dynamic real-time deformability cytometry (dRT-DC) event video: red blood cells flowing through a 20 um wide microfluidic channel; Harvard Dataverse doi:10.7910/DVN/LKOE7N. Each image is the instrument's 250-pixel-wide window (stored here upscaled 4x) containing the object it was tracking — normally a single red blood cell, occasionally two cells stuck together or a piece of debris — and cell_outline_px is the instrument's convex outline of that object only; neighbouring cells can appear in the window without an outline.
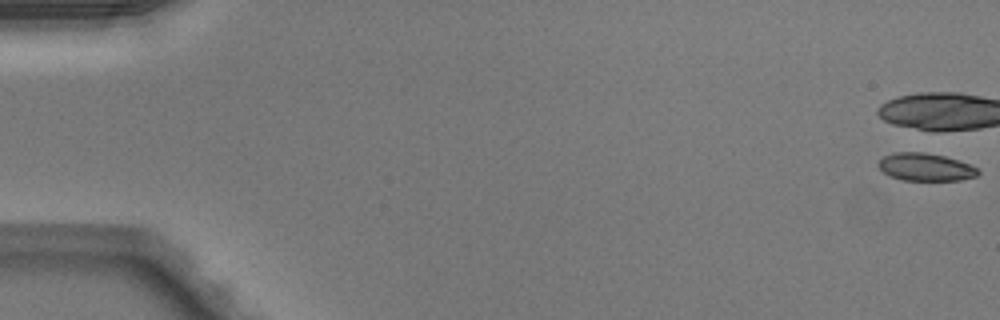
{"species": "Egyptian fruit bat (a non-hibernating species)", "species_latin": "Rousettus aegyptiacus", "temperature_condition": "warm", "stored_images_in_passage": 52, "camera_frame_rate_fps": 3000, "um_per_image_px": 0.085, "animal": {"sex": "male"}, "frame": {"image": 1, "passage_image": 1, "time_ms": 0.0, "image_size_px": [1000, 320], "cell_outline_px": [[980, 172], [976, 176], [960, 180], [900, 180], [888, 176], [876, 164], [884, 156], [896, 152], [924, 152], [944, 156], [968, 164], [976, 168]], "centroid_in_image_um": [78.62, 14.2], "position_along_channel_um": 6.4, "area_um2": 15.95}, "authors_computed_cell_mechanics": {"area_um2": 22.831, "velocity_mm_per_s": 4.1085, "shape_relaxation_time_tau1_ms": 2.9609, "shape_relaxation_time_tau2_ms": null, "deformation_change_tau1": 0.2428, "deformation_change_tau2": null}}